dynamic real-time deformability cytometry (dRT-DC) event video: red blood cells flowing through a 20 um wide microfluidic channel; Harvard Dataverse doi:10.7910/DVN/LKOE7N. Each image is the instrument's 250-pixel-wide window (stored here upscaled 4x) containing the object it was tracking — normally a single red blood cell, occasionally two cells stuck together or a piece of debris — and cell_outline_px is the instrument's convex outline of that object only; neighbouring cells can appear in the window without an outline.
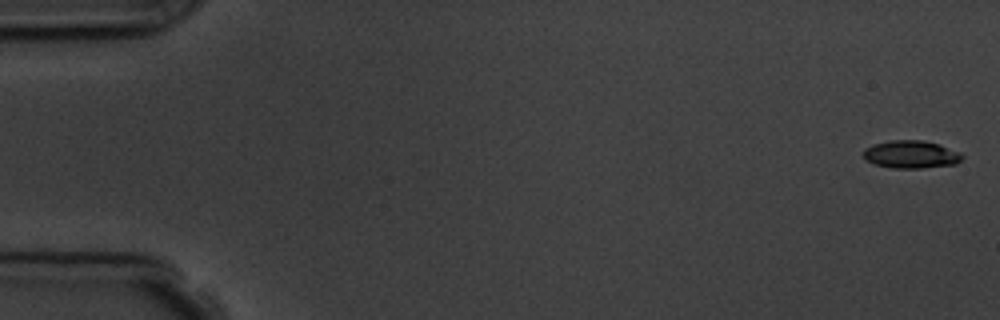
{"species": "common noctule bat (a hibernating species)", "species_latin": "Nyctalus noctula", "temperature_condition": "room temperature", "stored_images_in_passage": 6, "camera_frame_rate_fps": 3000, "um_per_image_px": 0.085, "animal": {"sex": "male", "body_mass_g": 19.5, "forearm_length_mm": 54.6}, "frame": {"image": 1, "passage_image": 1, "time_ms": 0.0, "image_size_px": [1000, 320], "cell_outline_px": [[964, 156], [956, 164], [920, 168], [892, 168], [876, 164], [864, 160], [864, 148], [872, 144], [888, 140], [920, 140], [940, 144], [960, 152]], "centroid_in_image_um": [77.42, 13.11], "position_along_channel_um": 7.6, "area_um2": 16.07}}
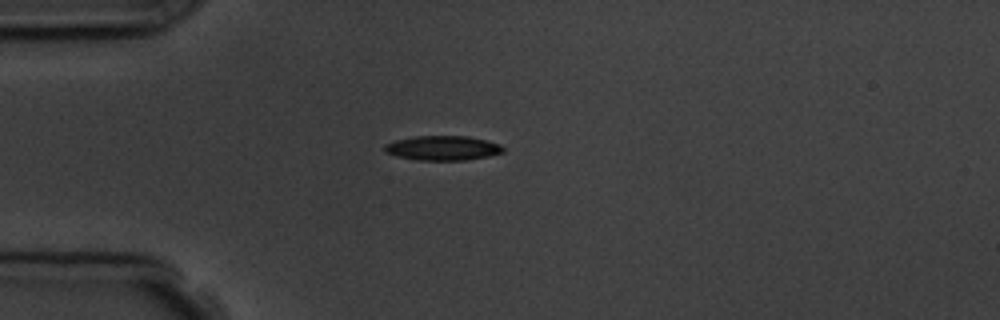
{"frame": {"image": 2, "passage_image": 5, "time_ms": 4.667, "image_size_px": [1000, 320], "cell_outline_px": [[504, 152], [488, 156], [464, 160], [420, 160], [396, 156], [384, 152], [384, 144], [396, 140], [416, 136], [468, 136], [500, 144], [504, 148]], "centroid_in_image_um": [37.61, 12.58], "position_along_channel_um": 47.4, "area_um2": 16.88}}